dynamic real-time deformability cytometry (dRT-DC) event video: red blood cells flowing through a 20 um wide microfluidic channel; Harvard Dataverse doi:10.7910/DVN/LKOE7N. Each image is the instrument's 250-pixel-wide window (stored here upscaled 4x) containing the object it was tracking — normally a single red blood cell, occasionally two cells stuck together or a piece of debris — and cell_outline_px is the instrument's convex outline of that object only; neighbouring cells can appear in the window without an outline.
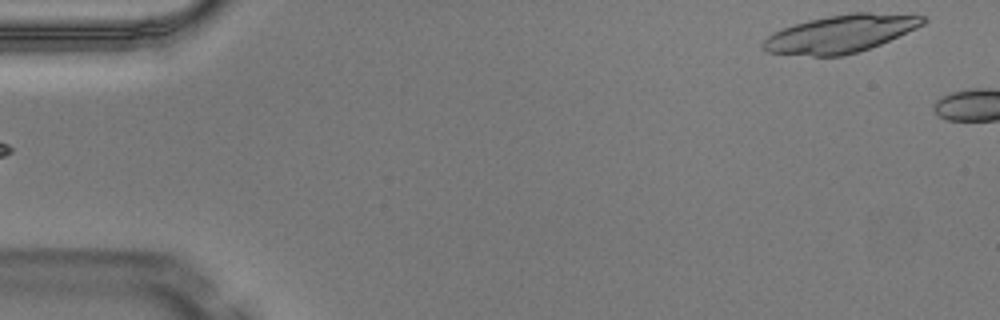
{"species": "Egyptian fruit bat (a non-hibernating species)", "species_latin": "Rousettus aegyptiacus", "temperature_condition": "warm", "stored_images_in_passage": 2, "camera_frame_rate_fps": 3000, "um_per_image_px": 0.085, "animal": {"sex": "male"}, "frame": {"image": 1, "passage_image": 2, "time_ms": 0.333, "image_size_px": [1000, 320], "cell_outline_px": [[928, 20], [924, 24], [916, 28], [880, 44], [860, 52], [844, 56], [812, 56], [768, 52], [760, 44], [772, 32], [808, 20], [828, 16], [852, 12], [868, 12], [928, 16]], "centroid_in_image_um": [71.47, 2.87], "position_along_channel_um": 13.5, "area_um2": 35.03}}